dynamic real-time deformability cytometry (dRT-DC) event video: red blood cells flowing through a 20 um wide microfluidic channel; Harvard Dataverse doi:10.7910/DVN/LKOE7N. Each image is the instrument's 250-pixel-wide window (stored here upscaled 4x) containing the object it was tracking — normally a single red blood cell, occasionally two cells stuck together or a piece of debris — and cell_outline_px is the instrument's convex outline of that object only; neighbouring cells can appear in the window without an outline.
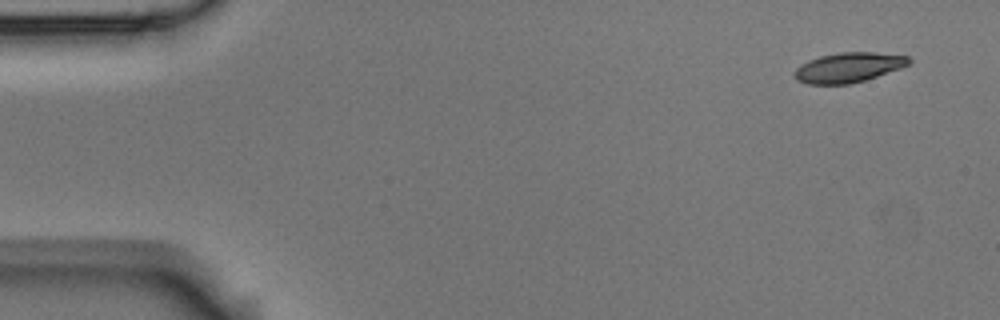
{"species": "Egyptian fruit bat (a non-hibernating species)", "species_latin": "Rousettus aegyptiacus", "temperature_condition": "room temperature", "stored_images_in_passage": 4, "camera_frame_rate_fps": 3000, "um_per_image_px": 0.085, "animal": {"sex": "male"}, "frame": {"image": 1, "passage_image": 1, "time_ms": 0.0, "image_size_px": [1000, 320], "cell_outline_px": [[912, 60], [908, 64], [900, 68], [864, 80], [848, 84], [808, 84], [796, 80], [796, 68], [800, 64], [808, 60], [820, 56], [840, 52], [872, 52], [908, 56]], "centroid_in_image_um": [72.1, 5.73], "position_along_channel_um": 12.9, "area_um2": 19.65}}
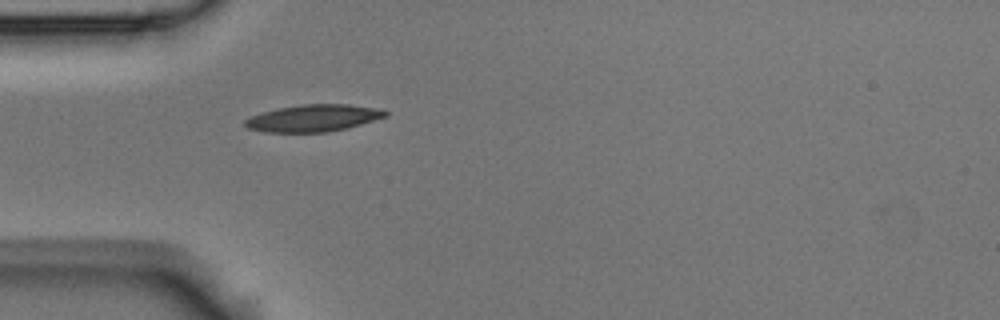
{"frame": {"image": 2, "passage_image": 4, "time_ms": 1.0, "image_size_px": [1000, 320], "cell_outline_px": [[388, 116], [348, 128], [328, 132], [264, 132], [248, 128], [244, 124], [244, 120], [252, 116], [264, 112], [280, 108], [304, 104], [348, 104], [372, 108], [388, 112]], "centroid_in_image_um": [26.64, 10.05], "position_along_channel_um": 58.4, "area_um2": 21.79}}